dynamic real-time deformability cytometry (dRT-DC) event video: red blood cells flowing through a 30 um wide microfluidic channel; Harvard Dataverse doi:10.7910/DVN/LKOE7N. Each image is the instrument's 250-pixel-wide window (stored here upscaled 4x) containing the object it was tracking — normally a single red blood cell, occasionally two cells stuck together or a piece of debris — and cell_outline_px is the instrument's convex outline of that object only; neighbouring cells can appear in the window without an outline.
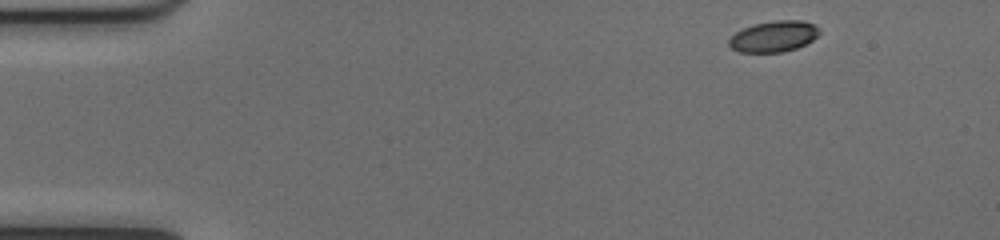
{"species": "common noctule bat (a hibernating species)", "species_latin": "Nyctalus noctula", "temperature_condition": "cold", "stored_images_in_passage": 47, "camera_frame_rate_fps": 3000, "um_per_image_px": 0.085, "animal": {"sex": "female", "body_mass_g": 17.0, "forearm_length_mm": 48.0}, "frame": {"image": 1, "passage_image": 1, "time_ms": 0.0, "image_size_px": [1000, 240], "cell_outline_px": [[820, 32], [812, 40], [796, 48], [780, 52], [740, 52], [732, 48], [728, 44], [728, 40], [736, 32], [752, 24], [776, 20], [800, 20], [812, 24], [820, 28]], "centroid_in_image_um": [65.75, 3.09], "position_along_channel_um": 19.2, "area_um2": 16.18}}
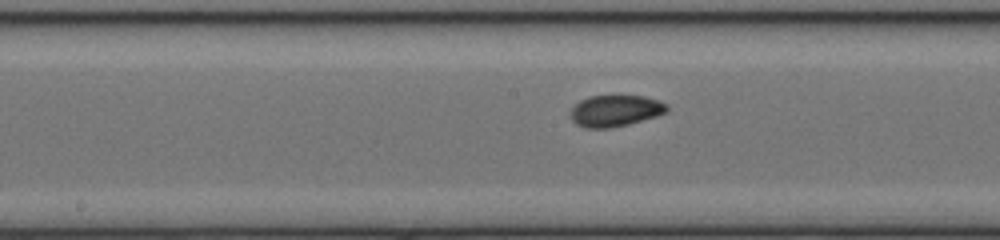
{"frame": {"image": 2, "passage_image": 22, "time_ms": 7.0, "image_size_px": [1000, 240], "cell_outline_px": [[668, 108], [664, 112], [656, 116], [628, 124], [608, 128], [584, 128], [576, 124], [572, 120], [572, 108], [580, 100], [588, 96], [644, 96], [660, 100], [668, 104]], "centroid_in_image_um": [52.3, 9.41], "position_along_channel_um": 195.9, "area_um2": 17.51}}
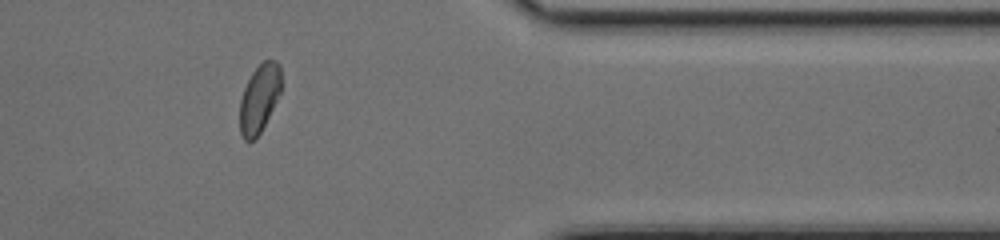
{"frame": {"image": 3, "passage_image": 38, "time_ms": 12.333, "image_size_px": [1000, 240], "cell_outline_px": [[280, 92], [256, 140], [244, 140], [240, 132], [240, 100], [244, 88], [252, 72], [264, 60], [276, 60], [280, 64]], "centroid_in_image_um": [22.02, 8.36], "position_along_channel_um": 389.4, "area_um2": 16.13}, "authors_computed_cell_mechanics": {"area_um2": 17.2244, "velocity_mm_per_s": 3.9993, "shape_relaxation_time_tau1_ms": 5.4909, "shape_relaxation_time_tau2_ms": 0.8229, "deformation_change_tau1": 0.1386, "deformation_change_tau2": 0.0404}}